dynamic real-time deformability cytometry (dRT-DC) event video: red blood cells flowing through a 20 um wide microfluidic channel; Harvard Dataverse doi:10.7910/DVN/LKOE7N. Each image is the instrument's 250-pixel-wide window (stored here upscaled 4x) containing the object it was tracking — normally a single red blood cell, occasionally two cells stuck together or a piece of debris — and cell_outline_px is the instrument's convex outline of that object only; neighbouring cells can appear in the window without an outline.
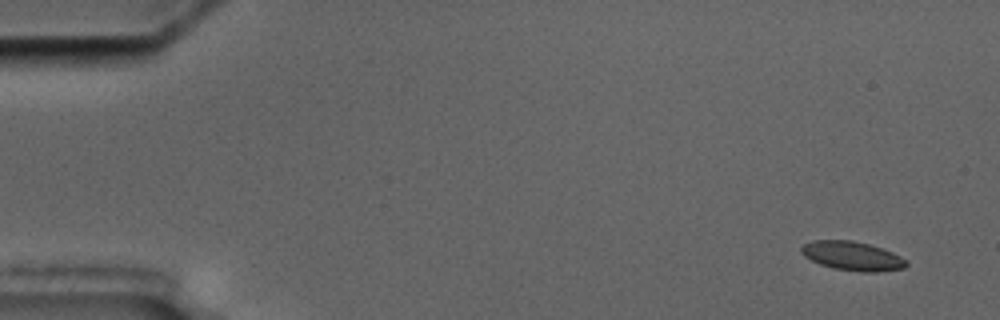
{"species": "common noctule bat (a hibernating species)", "species_latin": "Nyctalus noctula", "temperature_condition": "cold", "stored_images_in_passage": 5, "camera_frame_rate_fps": 3000, "um_per_image_px": 0.085, "animal": {"sex": "male", "body_mass_g": 17.5, "forearm_length_mm": 52.3}, "frame": {"image": 1, "passage_image": 1, "time_ms": 0.0, "image_size_px": [1000, 320], "cell_outline_px": [[908, 264], [904, 268], [876, 272], [860, 272], [832, 268], [820, 264], [804, 256], [800, 252], [800, 248], [804, 244], [812, 240], [852, 240], [868, 244], [892, 252], [900, 256]], "centroid_in_image_um": [72.41, 21.76], "position_along_channel_um": 12.6, "area_um2": 17.69}}
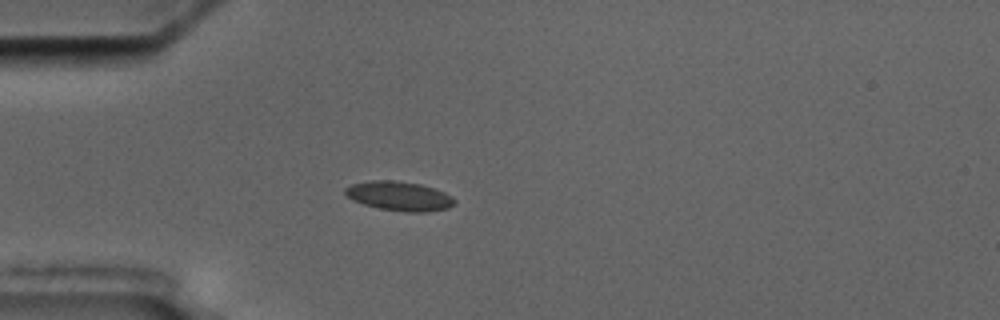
{"frame": {"image": 2, "passage_image": 4, "time_ms": 4.333, "image_size_px": [1000, 320], "cell_outline_px": [[456, 204], [448, 208], [428, 212], [408, 212], [380, 208], [364, 204], [352, 200], [344, 192], [344, 188], [352, 184], [372, 180], [392, 180], [420, 184], [444, 192], [452, 196], [456, 200]], "centroid_in_image_um": [33.96, 16.67], "position_along_channel_um": 51.0, "area_um2": 18.61}}